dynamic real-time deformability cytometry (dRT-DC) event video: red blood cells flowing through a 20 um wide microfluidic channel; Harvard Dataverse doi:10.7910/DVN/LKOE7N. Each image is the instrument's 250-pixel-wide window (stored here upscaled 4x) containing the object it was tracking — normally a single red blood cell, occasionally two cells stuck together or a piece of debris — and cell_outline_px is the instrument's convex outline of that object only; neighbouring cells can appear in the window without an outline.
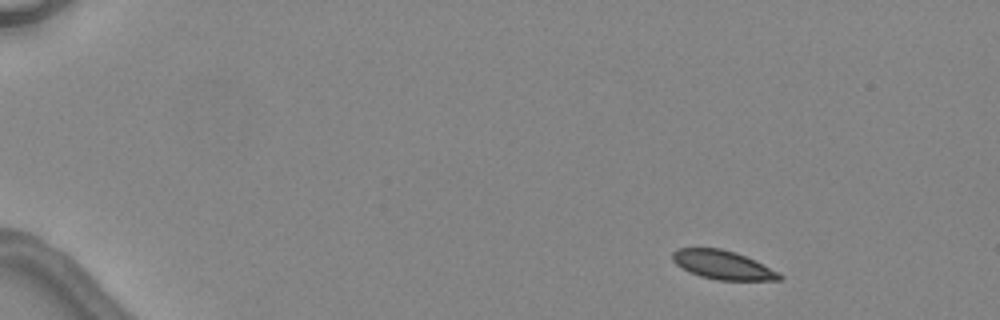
{"species": "common noctule bat (a hibernating species)", "species_latin": "Nyctalus noctula", "temperature_condition": "warm", "stored_images_in_passage": 3, "camera_frame_rate_fps": 3000, "um_per_image_px": 0.085, "animal": {"sex": "female", "body_mass_g": 24.6, "forearm_length_mm": 56.2}, "frame": {"image": 1, "passage_image": 1, "time_ms": 0.0, "image_size_px": [1000, 320], "cell_outline_px": [[784, 276], [780, 280], [716, 280], [700, 276], [688, 272], [676, 264], [672, 260], [672, 252], [680, 248], [720, 248], [736, 252], [756, 260], [780, 272]], "centroid_in_image_um": [61.46, 22.52], "position_along_channel_um": 23.5, "area_um2": 18.15}}